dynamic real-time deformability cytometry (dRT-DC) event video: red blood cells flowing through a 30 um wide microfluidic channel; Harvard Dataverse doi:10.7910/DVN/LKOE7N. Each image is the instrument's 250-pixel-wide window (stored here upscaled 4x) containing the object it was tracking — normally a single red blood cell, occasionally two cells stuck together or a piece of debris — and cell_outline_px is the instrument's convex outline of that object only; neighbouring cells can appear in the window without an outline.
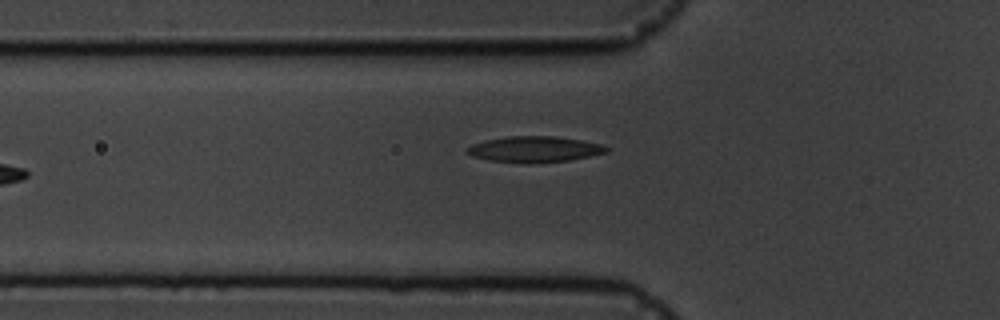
{"species": "common noctule bat (a hibernating species)", "species_latin": "Nyctalus noctula", "temperature_condition": "cold", "stored_images_in_passage": 10, "camera_frame_rate_fps": 3000, "um_per_image_px": 0.085, "animal": {"sex": "male", "body_mass_g": 19.5, "forearm_length_mm": 54.6}, "frame": {"image": 1, "passage_image": 6, "time_ms": 5.667, "image_size_px": [1000, 320], "cell_outline_px": [[608, 152], [568, 160], [532, 164], [528, 164], [488, 160], [472, 156], [464, 148], [472, 144], [484, 140], [508, 136], [556, 136], [604, 144], [608, 148]], "centroid_in_image_um": [45.41, 12.69], "position_along_channel_um": 80.4, "area_um2": 21.21}}
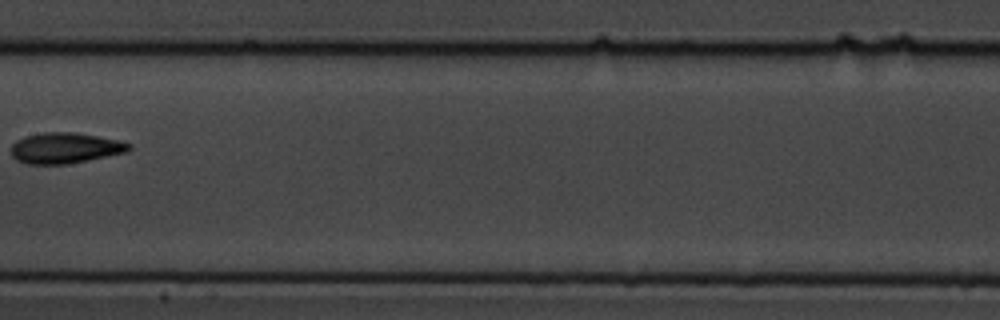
{"frame": {"image": 2, "passage_image": 9, "time_ms": 9.0, "image_size_px": [1000, 320], "cell_outline_px": [[132, 148], [128, 152], [68, 164], [28, 164], [16, 160], [12, 156], [12, 144], [16, 140], [24, 136], [44, 132], [76, 132], [120, 140], [132, 144]], "centroid_in_image_um": [5.56, 12.57], "position_along_channel_um": 201.8, "area_um2": 21.33}}
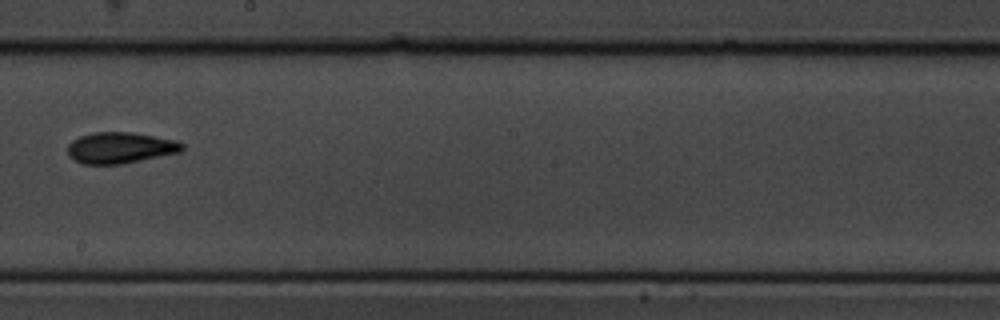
{"frame": {"image": 3, "passage_image": 10, "time_ms": 10.0, "image_size_px": [1000, 320], "cell_outline_px": [[184, 148], [180, 152], [120, 164], [84, 164], [72, 160], [68, 156], [68, 144], [72, 140], [80, 136], [96, 132], [132, 132], [176, 140], [184, 144]], "centroid_in_image_um": [10.19, 12.56], "position_along_channel_um": 238.0, "area_um2": 20.75}}